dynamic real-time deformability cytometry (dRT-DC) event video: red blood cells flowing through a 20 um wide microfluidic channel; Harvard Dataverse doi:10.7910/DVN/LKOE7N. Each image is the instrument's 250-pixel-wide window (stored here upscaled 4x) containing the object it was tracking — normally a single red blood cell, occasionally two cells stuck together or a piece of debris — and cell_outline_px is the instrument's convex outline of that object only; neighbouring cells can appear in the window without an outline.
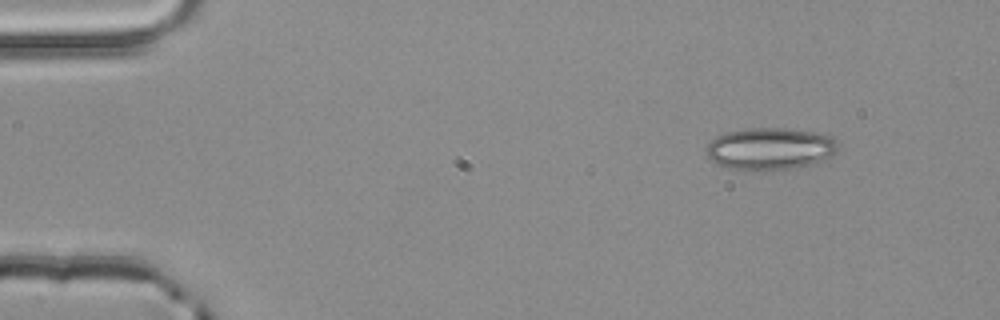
{"species": "common noctule bat (a hibernating species)", "species_latin": "Nyctalus noctula", "temperature_condition": "room temperature", "stored_images_in_passage": 3, "camera_frame_rate_fps": 3000, "um_per_image_px": 0.085, "animal": {"sex": "male", "body_mass_g": 20.4}, "frame": {"image": 1, "passage_image": 1, "time_ms": 0.0, "image_size_px": [1000, 320], "cell_outline_px": [[840, 148], [832, 156], [824, 160], [792, 168], [752, 172], [728, 168], [712, 160], [708, 156], [708, 144], [716, 136], [728, 132], [752, 128], [784, 128], [812, 132], [832, 136], [836, 140]], "centroid_in_image_um": [65.49, 12.66], "position_along_channel_um": 19.5, "area_um2": 32.31}}
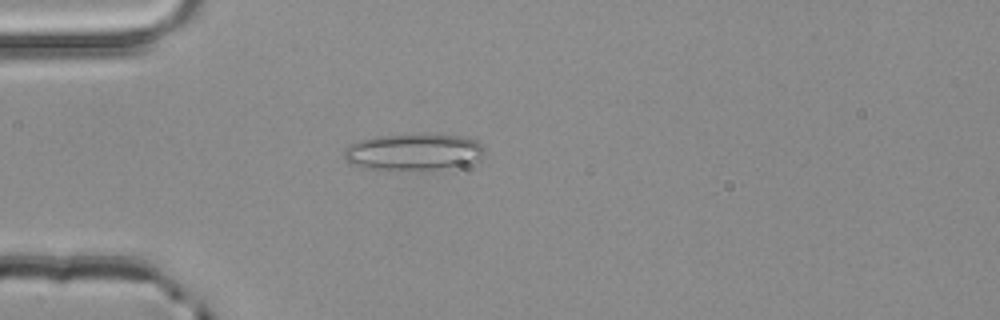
{"frame": {"image": 2, "passage_image": 3, "time_ms": 0.667, "image_size_px": [1000, 320], "cell_outline_px": [[484, 152], [476, 160], [460, 164], [436, 168], [364, 168], [348, 164], [344, 160], [344, 152], [348, 144], [360, 140], [380, 136], [420, 132], [468, 136], [476, 140], [484, 148]], "centroid_in_image_um": [35.11, 12.84], "position_along_channel_um": 49.9, "area_um2": 29.77}}